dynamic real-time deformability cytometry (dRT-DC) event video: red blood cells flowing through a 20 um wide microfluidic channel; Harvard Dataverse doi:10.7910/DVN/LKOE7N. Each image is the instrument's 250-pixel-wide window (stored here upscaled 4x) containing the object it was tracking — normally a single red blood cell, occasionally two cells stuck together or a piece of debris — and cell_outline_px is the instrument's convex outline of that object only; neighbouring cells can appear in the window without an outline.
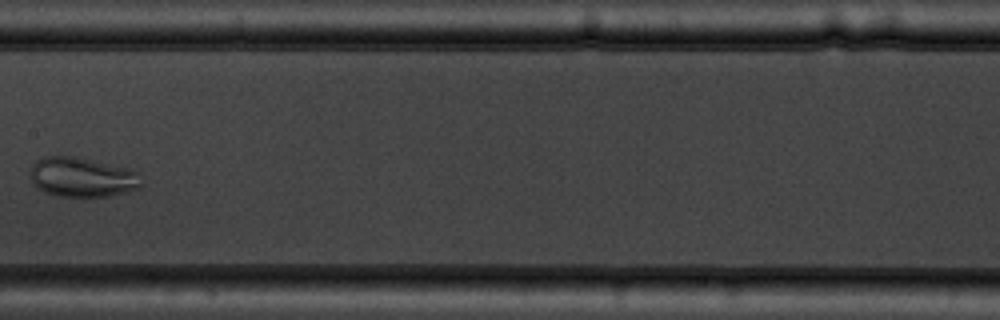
{"species": "common noctule bat (a hibernating species)", "species_latin": "Nyctalus noctula", "temperature_condition": "warm", "stored_images_in_passage": 7, "camera_frame_rate_fps": 3000, "um_per_image_px": 0.085, "animal": {"sex": "male", "body_mass_g": 19.5, "forearm_length_mm": 54.6}, "frame": {"image": 1, "passage_image": 7, "time_ms": 7.0, "image_size_px": [1000, 320], "cell_outline_px": [[144, 184], [140, 188], [128, 192], [112, 196], [56, 196], [44, 192], [36, 188], [28, 176], [32, 164], [36, 160], [44, 156], [72, 156], [132, 168], [136, 172]], "centroid_in_image_um": [6.98, 15.06], "position_along_channel_um": 200.4, "area_um2": 26.18}}